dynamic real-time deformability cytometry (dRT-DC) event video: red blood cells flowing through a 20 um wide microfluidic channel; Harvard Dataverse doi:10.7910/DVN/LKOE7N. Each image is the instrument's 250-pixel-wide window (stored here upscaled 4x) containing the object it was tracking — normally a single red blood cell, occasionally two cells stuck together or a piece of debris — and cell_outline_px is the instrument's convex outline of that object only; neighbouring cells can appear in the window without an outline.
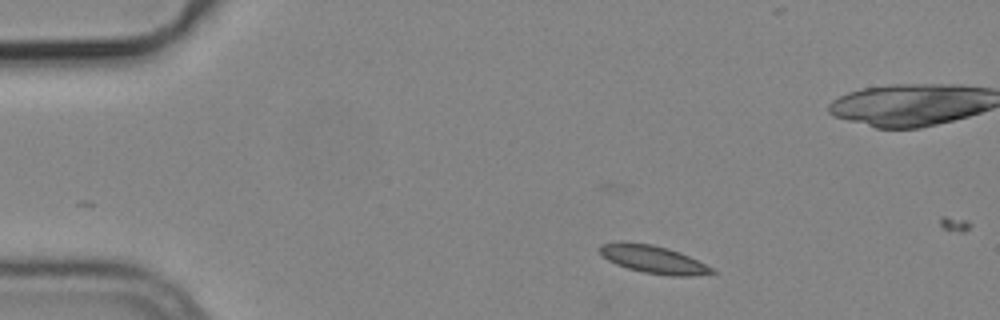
{"species": "common noctule bat (a hibernating species)", "species_latin": "Nyctalus noctula", "temperature_condition": "cold", "stored_images_in_passage": 3, "camera_frame_rate_fps": 3000, "um_per_image_px": 0.085, "animal": {"sex": "male", "body_mass_g": 19.2, "forearm_length_mm": 51.8}, "frame": {"image": 1, "passage_image": 1, "time_ms": 0.0, "image_size_px": [1000, 320], "cell_outline_px": [[716, 272], [692, 276], [672, 276], [644, 272], [628, 268], [616, 264], [608, 260], [600, 252], [600, 244], [620, 240], [624, 240], [652, 244], [668, 248], [680, 252], [712, 268]], "centroid_in_image_um": [55.47, 22.02], "position_along_channel_um": 29.5, "area_um2": 18.15}}